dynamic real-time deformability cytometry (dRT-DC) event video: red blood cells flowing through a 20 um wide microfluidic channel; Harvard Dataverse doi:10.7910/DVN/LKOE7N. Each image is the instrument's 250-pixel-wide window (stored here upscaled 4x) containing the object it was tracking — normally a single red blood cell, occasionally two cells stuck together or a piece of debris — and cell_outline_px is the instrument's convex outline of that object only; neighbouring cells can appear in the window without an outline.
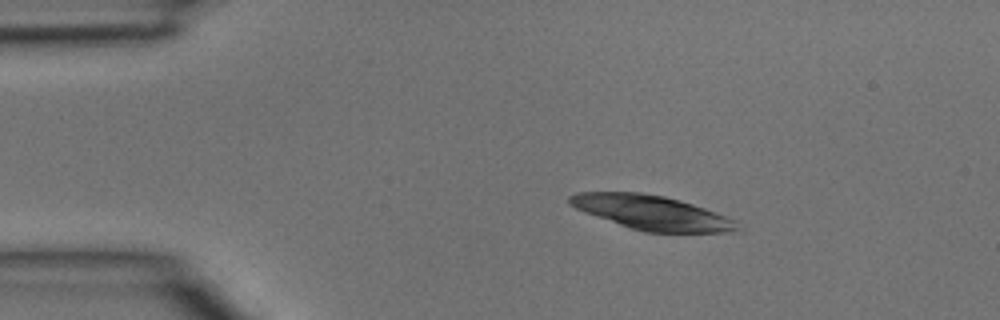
{"species": "common noctule bat (a hibernating species)", "species_latin": "Nyctalus noctula", "temperature_condition": "room temperature", "stored_images_in_passage": 3, "camera_frame_rate_fps": 3000, "um_per_image_px": 0.085, "animal": {"sex": "male", "body_mass_g": 15.6}, "frame": {"image": 1, "passage_image": 2, "time_ms": 0.333, "image_size_px": [1000, 320], "cell_outline_px": [[740, 228], [732, 232], [644, 232], [584, 212], [568, 204], [568, 196], [576, 192], [640, 192], [664, 196], [680, 200], [740, 220]], "centroid_in_image_um": [55.44, 18.06], "position_along_channel_um": 29.6, "area_um2": 33.52}}